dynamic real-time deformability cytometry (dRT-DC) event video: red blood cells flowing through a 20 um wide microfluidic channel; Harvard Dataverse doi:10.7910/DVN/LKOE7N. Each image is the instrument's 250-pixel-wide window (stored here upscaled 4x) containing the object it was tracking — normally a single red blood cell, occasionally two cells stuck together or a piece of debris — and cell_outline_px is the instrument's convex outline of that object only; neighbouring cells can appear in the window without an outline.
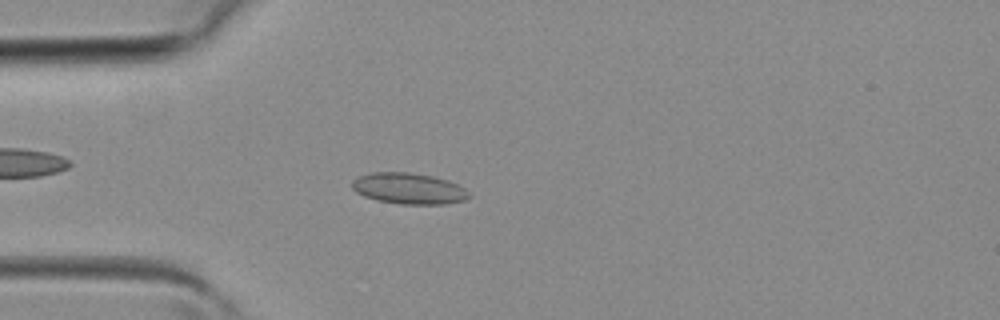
{"species": "common noctule bat (a hibernating species)", "species_latin": "Nyctalus noctula", "temperature_condition": "room temperature", "stored_images_in_passage": 7, "camera_frame_rate_fps": 3000, "um_per_image_px": 0.085, "animal": {"sex": "female", "body_mass_g": 19.3, "forearm_length_mm": 54.1}, "frame": {"image": 1, "passage_image": 5, "time_ms": 1.333, "image_size_px": [1000, 320], "cell_outline_px": [[472, 196], [468, 200], [444, 204], [400, 204], [376, 200], [364, 196], [356, 192], [352, 188], [352, 180], [360, 176], [372, 172], [408, 172], [432, 176], [448, 180], [464, 188]], "centroid_in_image_um": [34.76, 16.03], "position_along_channel_um": 50.2, "area_um2": 21.27}}